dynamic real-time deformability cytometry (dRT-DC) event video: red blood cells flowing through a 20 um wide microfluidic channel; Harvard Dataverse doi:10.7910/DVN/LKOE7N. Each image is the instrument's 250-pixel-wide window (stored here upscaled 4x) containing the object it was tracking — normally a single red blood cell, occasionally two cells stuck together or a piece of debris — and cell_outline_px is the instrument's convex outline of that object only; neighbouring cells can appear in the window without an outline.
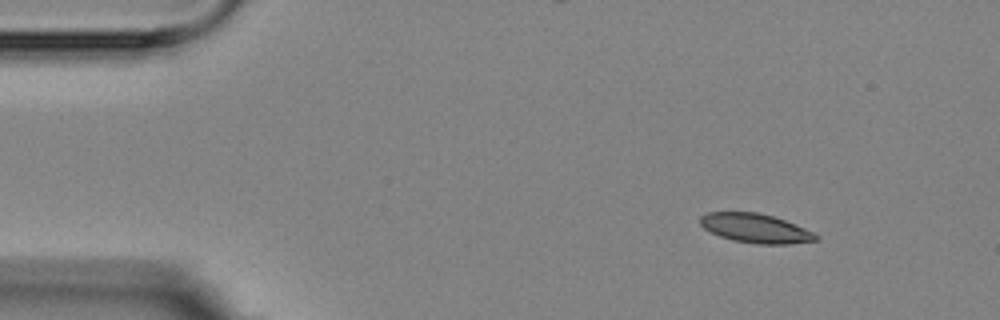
{"species": "Egyptian fruit bat (a non-hibernating species)", "species_latin": "Rousettus aegyptiacus", "temperature_condition": "room temperature", "stored_images_in_passage": 7, "camera_frame_rate_fps": 3000, "um_per_image_px": 0.085, "animal": {"sex": "female"}, "frame": {"image": 1, "passage_image": 1, "time_ms": 0.0, "image_size_px": [1000, 320], "cell_outline_px": [[820, 240], [792, 244], [756, 244], [732, 240], [720, 236], [704, 228], [700, 224], [700, 216], [708, 212], [756, 212], [772, 216], [796, 224], [820, 236]], "centroid_in_image_um": [64.24, 19.41], "position_along_channel_um": 20.8, "area_um2": 19.71}}
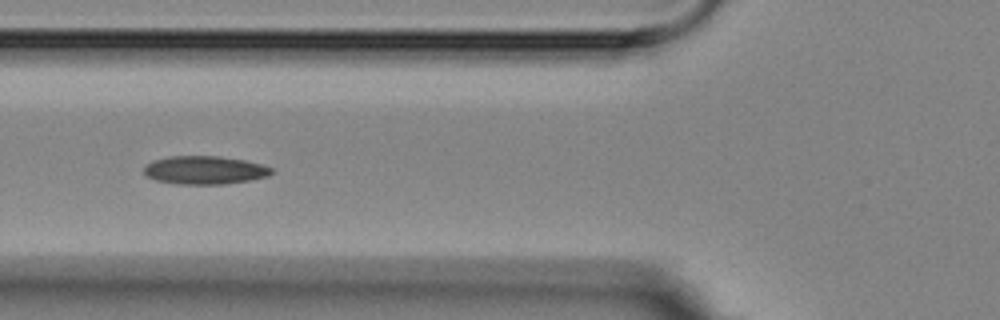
{"frame": {"image": 2, "passage_image": 5, "time_ms": 4.667, "image_size_px": [1000, 320], "cell_outline_px": [[272, 172], [268, 176], [248, 180], [224, 184], [176, 184], [156, 180], [144, 176], [144, 164], [152, 160], [168, 156], [220, 156], [244, 160], [260, 164], [272, 168]], "centroid_in_image_um": [17.32, 14.45], "position_along_channel_um": 108.5, "area_um2": 21.1}}
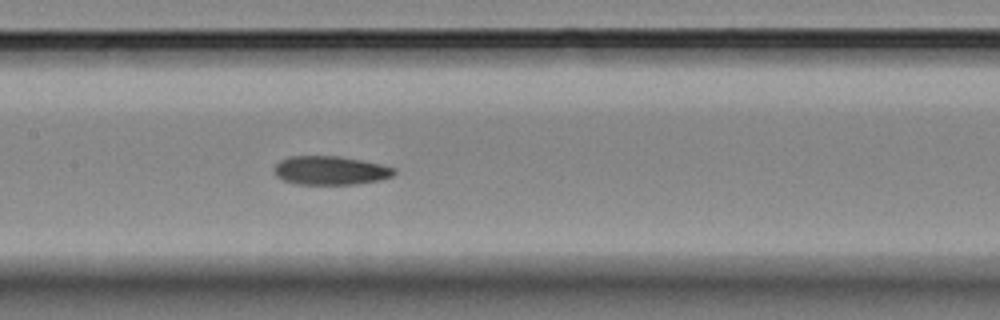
{"frame": {"image": 3, "passage_image": 7, "time_ms": 6.667, "image_size_px": [1000, 320], "cell_outline_px": [[396, 172], [392, 176], [380, 180], [356, 184], [296, 184], [284, 180], [276, 176], [272, 168], [280, 160], [288, 156], [340, 156], [380, 164], [396, 168]], "centroid_in_image_um": [28.06, 14.48], "position_along_channel_um": 179.3, "area_um2": 20.17}}